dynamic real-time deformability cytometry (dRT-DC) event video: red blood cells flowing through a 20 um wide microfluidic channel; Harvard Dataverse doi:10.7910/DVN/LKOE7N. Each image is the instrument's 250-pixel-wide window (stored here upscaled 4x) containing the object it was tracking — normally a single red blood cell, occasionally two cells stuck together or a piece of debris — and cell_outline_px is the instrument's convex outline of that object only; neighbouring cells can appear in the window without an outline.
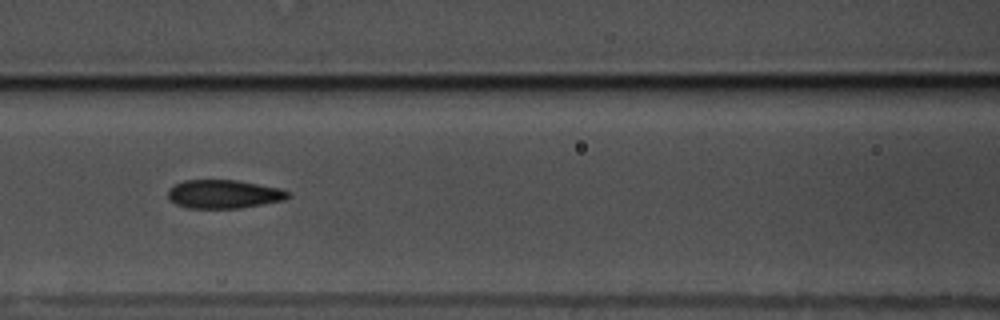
{"species": "common noctule bat (a hibernating species)", "species_latin": "Nyctalus noctula", "temperature_condition": "warm", "stored_images_in_passage": 26, "camera_frame_rate_fps": 3000, "um_per_image_px": 0.085, "animal": {"sex": "male", "body_mass_g": 17.5, "forearm_length_mm": 52.3}, "frame": {"image": 1, "passage_image": 12, "time_ms": 3.667, "image_size_px": [1000, 320], "cell_outline_px": [[292, 196], [284, 200], [240, 208], [188, 208], [176, 204], [168, 196], [168, 188], [184, 180], [236, 180], [280, 188], [288, 192]], "centroid_in_image_um": [19.03, 16.5], "position_along_channel_um": 147.6, "area_um2": 19.88}}
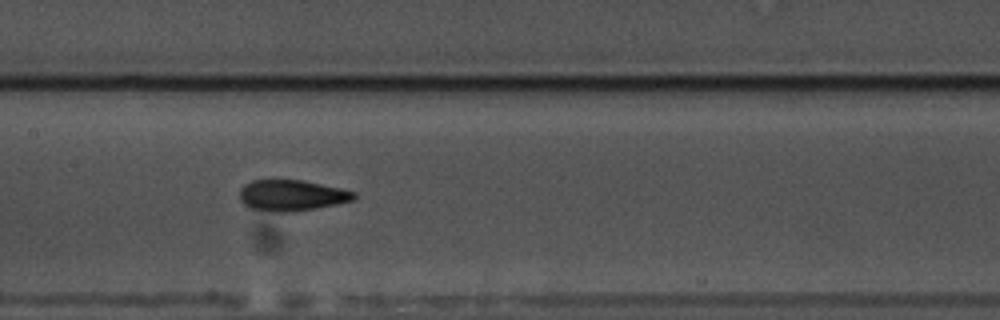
{"frame": {"image": 2, "passage_image": 15, "time_ms": 4.667, "image_size_px": [1000, 320], "cell_outline_px": [[356, 196], [352, 200], [336, 204], [292, 212], [272, 212], [252, 208], [244, 204], [240, 200], [240, 188], [244, 184], [252, 180], [304, 180], [340, 188], [356, 192]], "centroid_in_image_um": [24.77, 16.6], "position_along_channel_um": 182.6, "area_um2": 20.58}}